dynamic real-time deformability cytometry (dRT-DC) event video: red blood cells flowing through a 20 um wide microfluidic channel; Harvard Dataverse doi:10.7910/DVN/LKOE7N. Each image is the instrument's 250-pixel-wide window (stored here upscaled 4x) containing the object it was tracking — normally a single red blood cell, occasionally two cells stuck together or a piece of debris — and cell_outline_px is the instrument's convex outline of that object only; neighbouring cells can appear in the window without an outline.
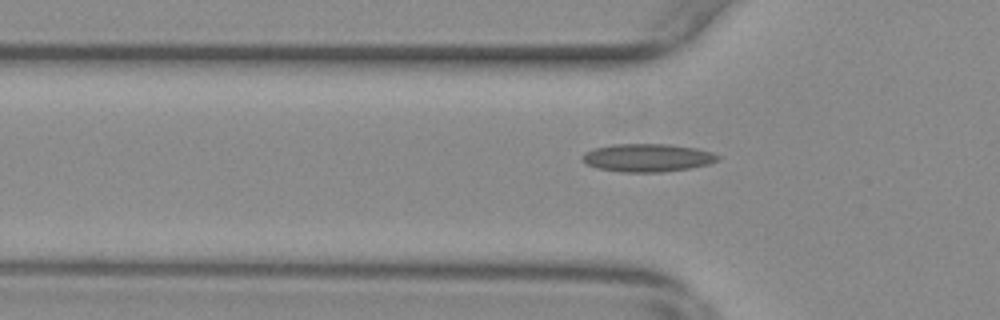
{"species": "common noctule bat (a hibernating species)", "species_latin": "Nyctalus noctula", "temperature_condition": "warm", "stored_images_in_passage": 52, "camera_frame_rate_fps": 3000, "um_per_image_px": 0.085, "animal": {"sex": "female", "body_mass_g": 29.2, "forearm_length_mm": 56.3}, "frame": {"image": 1, "passage_image": 16, "time_ms": 5.0, "image_size_px": [1000, 320], "cell_outline_px": [[720, 156], [716, 160], [708, 164], [688, 168], [660, 172], [620, 172], [596, 168], [580, 160], [580, 156], [584, 152], [596, 148], [612, 144], [668, 144], [696, 148], [712, 152]], "centroid_in_image_um": [54.97, 13.4], "position_along_channel_um": 70.8, "area_um2": 22.08}}
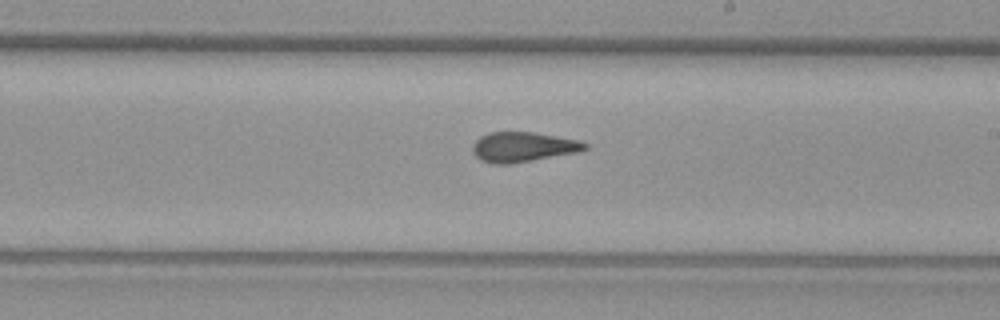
{"frame": {"image": 2, "passage_image": 30, "time_ms": 9.667, "image_size_px": [1000, 320], "cell_outline_px": [[588, 148], [580, 152], [508, 164], [492, 164], [480, 160], [472, 152], [472, 144], [480, 136], [488, 132], [532, 132], [580, 140], [588, 144]], "centroid_in_image_um": [44.45, 12.49], "position_along_channel_um": 244.6, "area_um2": 19.71}}
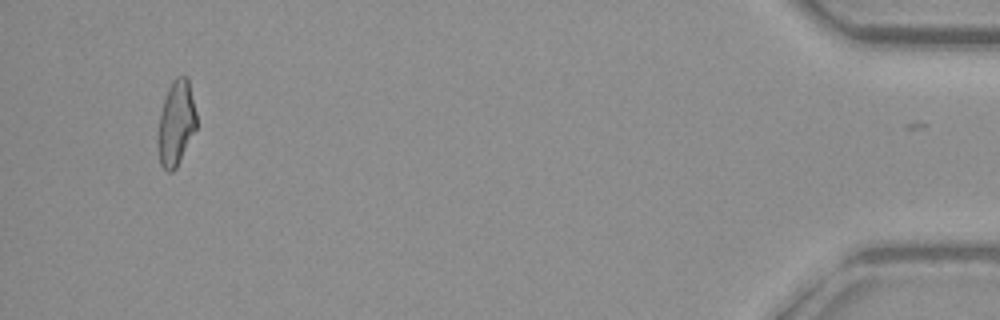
{"frame": {"image": 3, "passage_image": 51, "time_ms": 16.667, "image_size_px": [1000, 320], "cell_outline_px": [[196, 128], [176, 168], [172, 172], [168, 172], [160, 164], [160, 116], [164, 100], [168, 88], [172, 80], [176, 76], [188, 76], [196, 112]], "centroid_in_image_um": [15.01, 10.41], "position_along_channel_um": 420.2, "area_um2": 18.44}, "authors_computed_cell_mechanics": {"area_um2": 19.7098, "velocity_mm_per_s": 3.7107, "shape_relaxation_time_tau1_ms": null, "shape_relaxation_time_tau2_ms": 1.8075, "deformation_change_tau1": null, "deformation_change_tau2": 0.101}}